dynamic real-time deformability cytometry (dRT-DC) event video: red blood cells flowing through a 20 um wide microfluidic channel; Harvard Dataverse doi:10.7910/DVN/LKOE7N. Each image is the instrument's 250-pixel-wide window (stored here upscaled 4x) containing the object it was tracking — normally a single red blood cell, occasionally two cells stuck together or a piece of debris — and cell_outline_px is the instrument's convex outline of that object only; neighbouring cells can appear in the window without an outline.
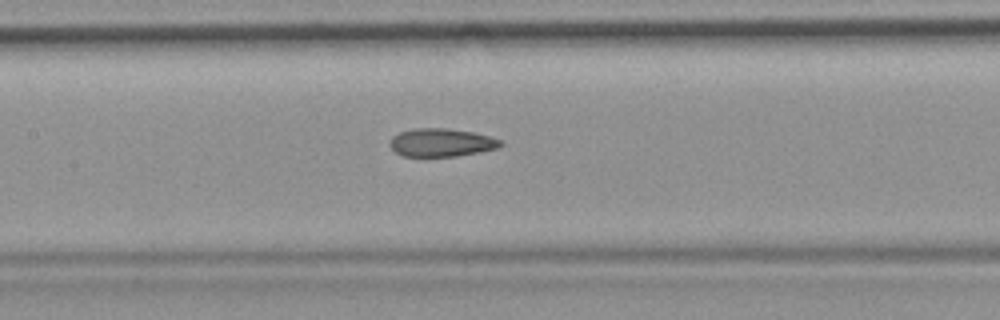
{"species": "common noctule bat (a hibernating species)", "species_latin": "Nyctalus noctula", "temperature_condition": "room temperature", "stored_images_in_passage": 33, "camera_frame_rate_fps": 3000, "um_per_image_px": 0.085, "animal": {"sex": "female", "body_mass_g": 19.9}, "frame": {"image": 1, "passage_image": 15, "time_ms": 4.667, "image_size_px": [1000, 320], "cell_outline_px": [[504, 144], [496, 148], [480, 152], [456, 156], [404, 156], [396, 152], [388, 144], [392, 136], [400, 132], [416, 128], [448, 128], [472, 132], [488, 136], [500, 140]], "centroid_in_image_um": [37.49, 12.11], "position_along_channel_um": 169.9, "area_um2": 18.03}}
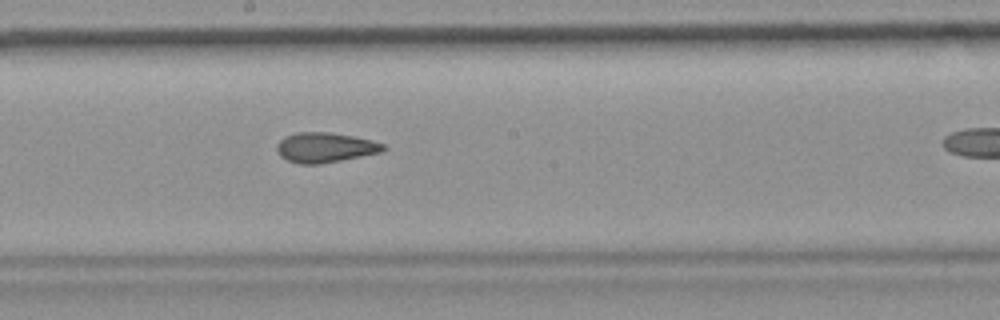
{"frame": {"image": 2, "passage_image": 19, "time_ms": 6.0, "image_size_px": [1000, 320], "cell_outline_px": [[388, 148], [380, 152], [320, 164], [300, 164], [288, 160], [280, 156], [276, 152], [276, 144], [284, 136], [296, 132], [332, 132], [372, 140], [384, 144]], "centroid_in_image_um": [27.6, 12.52], "position_along_channel_um": 220.6, "area_um2": 18.61}}